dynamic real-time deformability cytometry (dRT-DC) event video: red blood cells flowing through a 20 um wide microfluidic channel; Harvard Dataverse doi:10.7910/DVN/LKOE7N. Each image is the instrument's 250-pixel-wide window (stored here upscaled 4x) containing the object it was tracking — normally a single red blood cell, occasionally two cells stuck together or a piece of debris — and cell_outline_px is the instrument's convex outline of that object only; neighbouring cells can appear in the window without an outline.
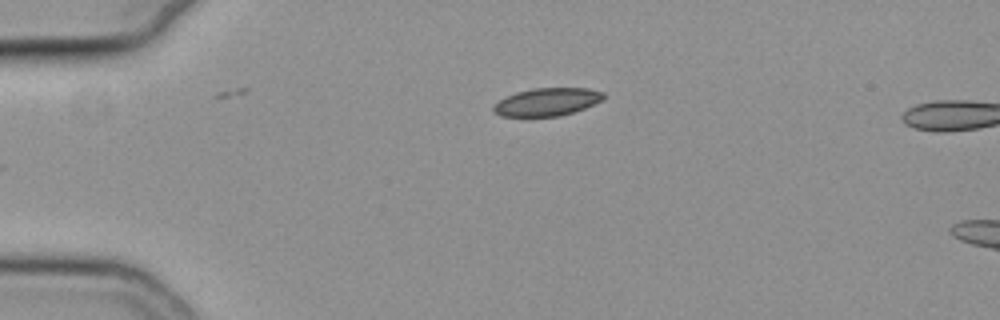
{"species": "common noctule bat (a hibernating species)", "species_latin": "Nyctalus noctula", "temperature_condition": "cold", "stored_images_in_passage": 6, "camera_frame_rate_fps": 3000, "um_per_image_px": 0.085, "animal": {"sex": "female", "body_mass_g": 19.3, "forearm_length_mm": 54.1}, "frame": {"image": 1, "passage_image": 1, "time_ms": 0.0, "image_size_px": [1000, 320], "cell_outline_px": [[604, 96], [600, 100], [584, 108], [560, 116], [500, 116], [492, 108], [504, 96], [516, 92], [532, 88], [588, 88], [604, 92]], "centroid_in_image_um": [46.48, 8.65], "position_along_channel_um": 38.5, "area_um2": 17.63}}